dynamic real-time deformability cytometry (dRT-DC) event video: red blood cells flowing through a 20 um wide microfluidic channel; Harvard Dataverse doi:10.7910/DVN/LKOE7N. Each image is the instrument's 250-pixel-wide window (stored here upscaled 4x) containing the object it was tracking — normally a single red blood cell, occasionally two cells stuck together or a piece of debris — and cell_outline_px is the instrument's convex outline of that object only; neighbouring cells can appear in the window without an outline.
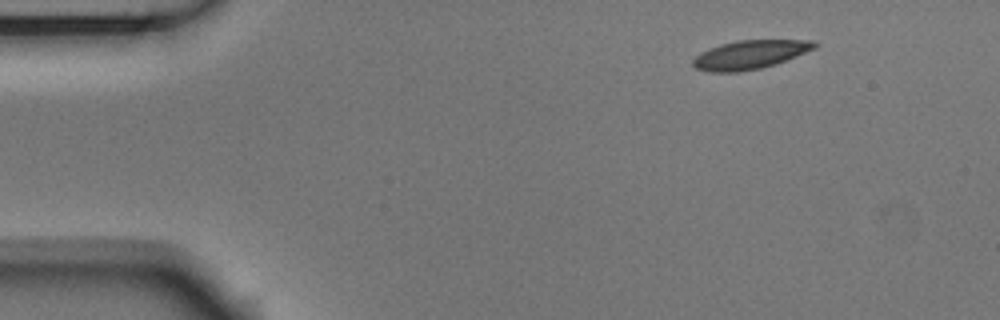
{"species": "Egyptian fruit bat (a non-hibernating species)", "species_latin": "Rousettus aegyptiacus", "temperature_condition": "room temperature", "stored_images_in_passage": 48, "camera_frame_rate_fps": 3000, "um_per_image_px": 0.085, "animal": {"sex": "male"}, "frame": {"image": 1, "passage_image": 1, "time_ms": 0.0, "image_size_px": [1000, 320], "cell_outline_px": [[820, 44], [816, 48], [796, 56], [760, 68], [736, 72], [708, 72], [696, 68], [692, 64], [692, 60], [700, 52], [708, 48], [720, 44], [736, 40], [812, 40]], "centroid_in_image_um": [63.72, 4.63], "position_along_channel_um": 21.3, "area_um2": 20.29}}
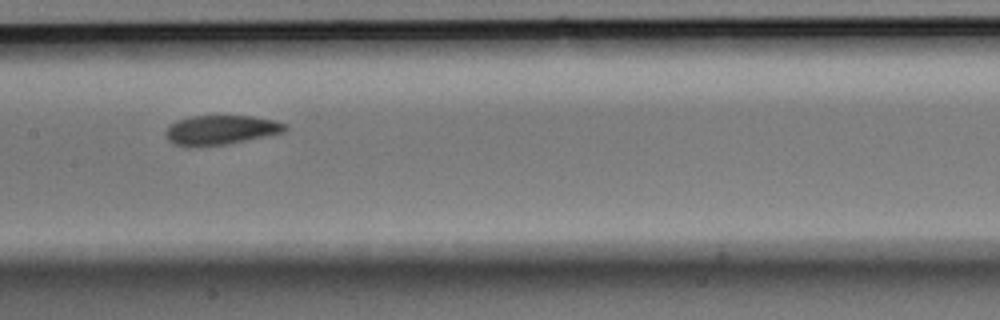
{"frame": {"image": 2, "passage_image": 21, "time_ms": 6.667, "image_size_px": [1000, 320], "cell_outline_px": [[288, 128], [284, 132], [228, 144], [176, 144], [168, 140], [168, 128], [176, 120], [192, 116], [252, 116], [272, 120], [288, 124]], "centroid_in_image_um": [18.87, 11.01], "position_along_channel_um": 188.5, "area_um2": 19.65}}
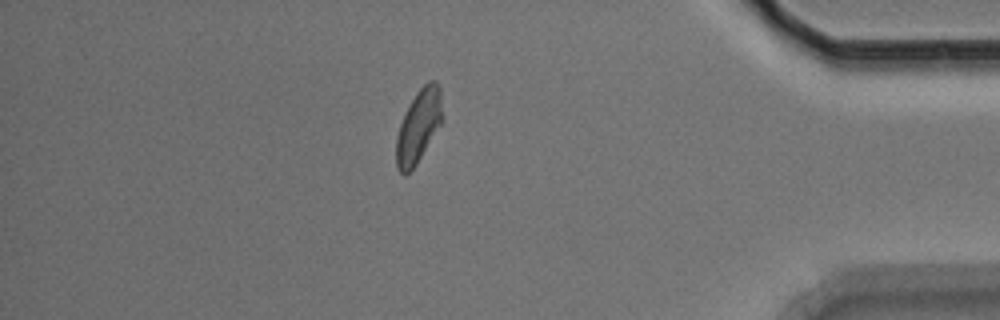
{"frame": {"image": 3, "passage_image": 41, "time_ms": 13.333, "image_size_px": [1000, 320], "cell_outline_px": [[440, 124], [416, 164], [404, 176], [396, 168], [396, 140], [400, 124], [416, 92], [428, 80], [436, 80], [440, 88]], "centroid_in_image_um": [35.54, 10.73], "position_along_channel_um": 399.7, "area_um2": 18.84}, "authors_computed_cell_mechanics": {"area_um2": 20.3167, "velocity_mm_per_s": 3.7219, "shape_relaxation_time_tau1_ms": 8.4515, "shape_relaxation_time_tau2_ms": 4.3618, "deformation_change_tau1": 0.1649, "deformation_change_tau2": 0.0847}}